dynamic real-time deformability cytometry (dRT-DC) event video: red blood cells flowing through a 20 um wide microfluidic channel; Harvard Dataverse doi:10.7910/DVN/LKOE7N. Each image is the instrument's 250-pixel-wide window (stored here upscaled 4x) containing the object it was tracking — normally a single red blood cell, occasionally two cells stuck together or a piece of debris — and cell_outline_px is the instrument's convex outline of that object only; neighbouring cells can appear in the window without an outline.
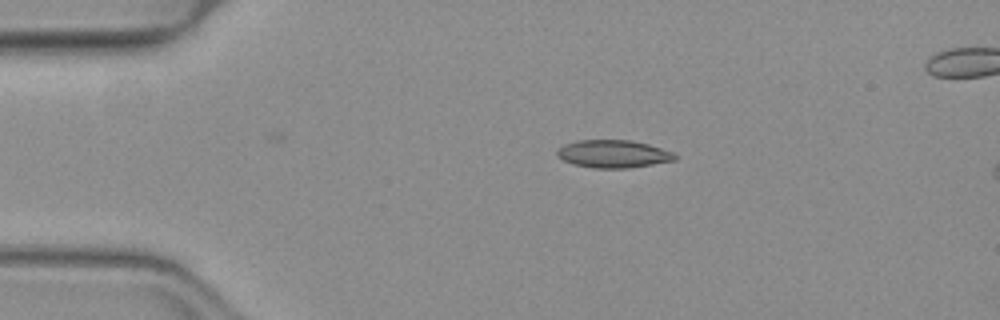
{"species": "common noctule bat (a hibernating species)", "species_latin": "Nyctalus noctula", "temperature_condition": "warm", "stored_images_in_passage": 4, "camera_frame_rate_fps": 3000, "um_per_image_px": 0.085, "animal": {"sex": "female", "body_mass_g": 19.3, "forearm_length_mm": 54.1}, "frame": {"image": 1, "passage_image": 1, "time_ms": 0.0, "image_size_px": [1000, 320], "cell_outline_px": [[676, 160], [628, 168], [592, 168], [572, 164], [556, 156], [556, 152], [564, 144], [576, 140], [632, 140], [648, 144], [672, 152], [676, 156]], "centroid_in_image_um": [52.09, 13.08], "position_along_channel_um": 32.9, "area_um2": 19.02}}